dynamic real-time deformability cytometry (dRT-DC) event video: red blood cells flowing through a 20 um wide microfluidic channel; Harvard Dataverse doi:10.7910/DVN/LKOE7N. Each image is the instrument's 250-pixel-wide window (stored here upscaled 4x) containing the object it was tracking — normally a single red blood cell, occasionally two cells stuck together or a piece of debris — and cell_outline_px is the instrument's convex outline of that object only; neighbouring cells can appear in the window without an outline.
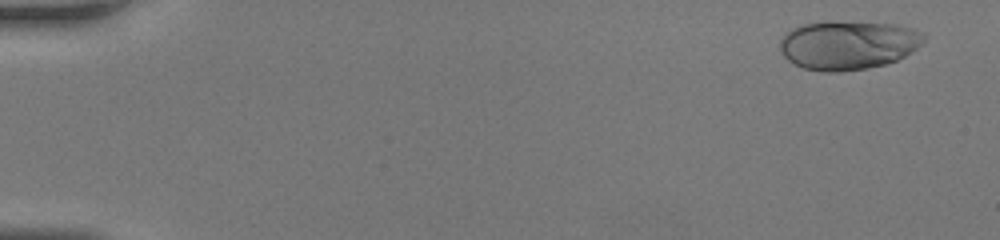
{"species": "human", "species_latin": "Homo sapiens", "temperature_condition": "room temperature", "stored_images_in_passage": 46, "camera_frame_rate_fps": 3000, "um_per_image_px": 0.085, "donor": {"sex": "female"}, "frame": {"image": 1, "passage_image": 3, "time_ms": 0.667, "image_size_px": [1000, 240], "cell_outline_px": [[924, 40], [916, 48], [904, 56], [896, 60], [884, 64], [868, 68], [840, 72], [824, 72], [804, 68], [788, 60], [784, 56], [780, 48], [780, 40], [792, 28], [804, 24], [896, 24], [912, 28], [924, 32]], "centroid_in_image_um": [72.1, 3.87], "position_along_channel_um": 12.9, "area_um2": 39.82}}
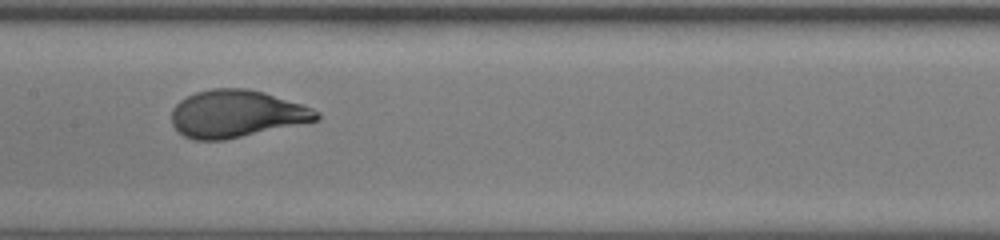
{"frame": {"image": 2, "passage_image": 25, "time_ms": 8.0, "image_size_px": [1000, 240], "cell_outline_px": [[320, 120], [224, 140], [192, 140], [184, 136], [172, 124], [172, 108], [180, 100], [196, 92], [212, 88], [248, 88], [264, 92], [312, 108], [320, 112]], "centroid_in_image_um": [20.09, 9.67], "position_along_channel_um": 187.3, "area_um2": 39.94}}
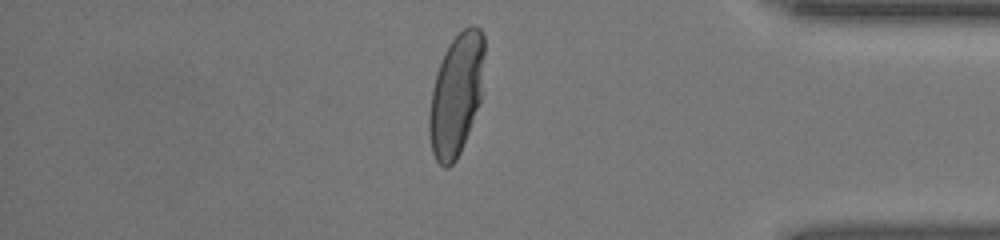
{"frame": {"image": 3, "passage_image": 40, "time_ms": 13.0, "image_size_px": [1000, 240], "cell_outline_px": [[484, 92], [460, 152], [456, 160], [448, 168], [444, 168], [436, 160], [432, 152], [428, 132], [428, 116], [432, 88], [444, 52], [448, 44], [464, 28], [472, 24], [480, 28], [484, 36]], "centroid_in_image_um": [38.8, 8.03], "position_along_channel_um": 396.4, "area_um2": 39.59}}